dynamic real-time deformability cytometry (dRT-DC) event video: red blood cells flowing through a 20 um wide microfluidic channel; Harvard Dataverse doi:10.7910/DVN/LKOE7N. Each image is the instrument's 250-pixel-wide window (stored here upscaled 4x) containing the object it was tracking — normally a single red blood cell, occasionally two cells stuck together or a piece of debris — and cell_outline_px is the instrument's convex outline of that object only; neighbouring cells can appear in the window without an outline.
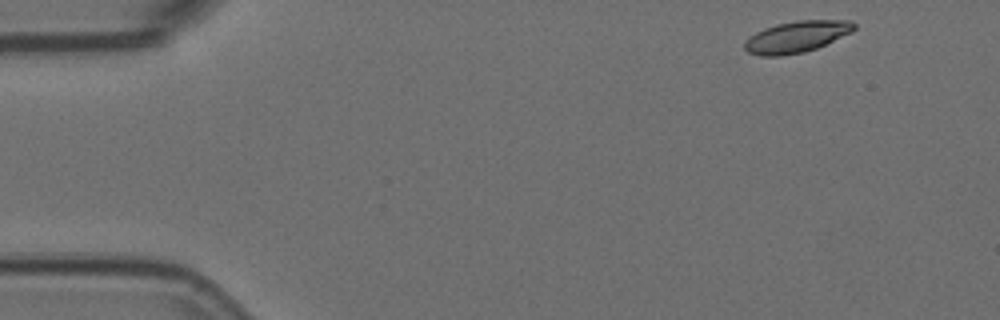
{"species": "Egyptian fruit bat (a non-hibernating species)", "species_latin": "Rousettus aegyptiacus", "temperature_condition": "room temperature", "stored_images_in_passage": 4, "camera_frame_rate_fps": 3000, "um_per_image_px": 0.085, "animal": {"sex": "female"}, "frame": {"image": 1, "passage_image": 1, "time_ms": 0.0, "image_size_px": [1000, 320], "cell_outline_px": [[856, 28], [852, 32], [816, 48], [804, 52], [780, 56], [760, 56], [748, 52], [744, 48], [744, 44], [756, 32], [764, 28], [776, 24], [796, 20], [852, 20], [856, 24]], "centroid_in_image_um": [67.74, 3.12], "position_along_channel_um": 17.3, "area_um2": 20.0}}
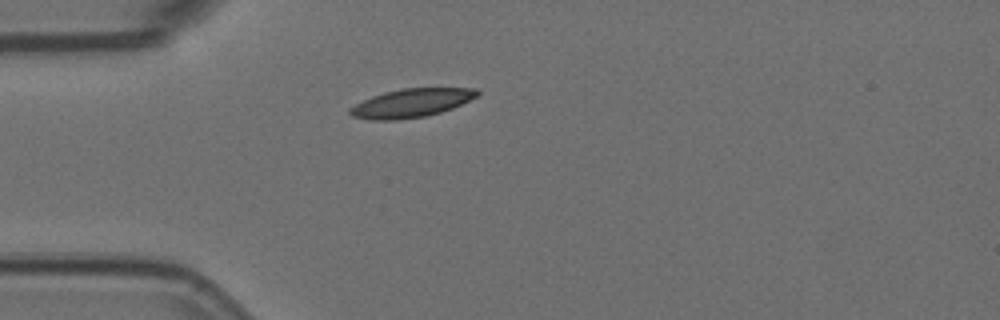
{"frame": {"image": 2, "passage_image": 4, "time_ms": 1.0, "image_size_px": [1000, 320], "cell_outline_px": [[480, 92], [476, 96], [452, 108], [440, 112], [424, 116], [396, 120], [372, 120], [352, 116], [348, 112], [348, 108], [372, 96], [384, 92], [404, 88], [476, 88]], "centroid_in_image_um": [34.92, 8.75], "position_along_channel_um": 50.1, "area_um2": 20.92}}